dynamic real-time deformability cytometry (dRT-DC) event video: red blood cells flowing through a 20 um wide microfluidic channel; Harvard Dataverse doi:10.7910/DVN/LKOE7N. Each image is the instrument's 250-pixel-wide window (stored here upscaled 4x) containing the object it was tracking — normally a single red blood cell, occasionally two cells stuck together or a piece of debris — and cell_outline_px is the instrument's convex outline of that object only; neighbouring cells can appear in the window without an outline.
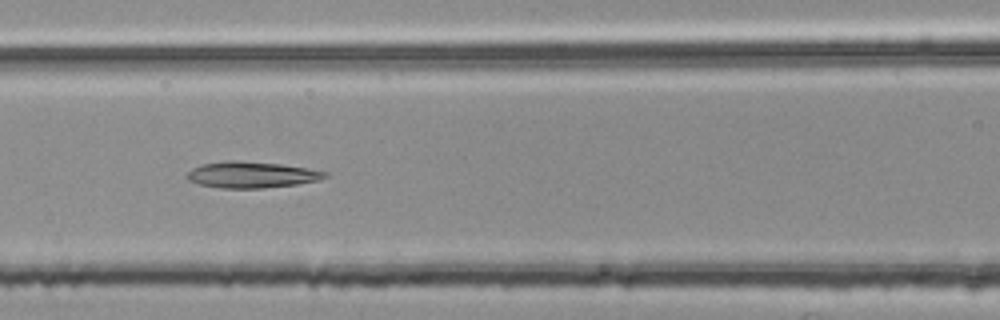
{"species": "common noctule bat (a hibernating species)", "species_latin": "Nyctalus noctula", "temperature_condition": "room temperature", "stored_images_in_passage": 53, "camera_frame_rate_fps": 3000, "um_per_image_px": 0.085, "animal": {"sex": "female", "body_mass_g": 25.1}, "frame": {"image": 1, "passage_image": 23, "time_ms": 7.333, "image_size_px": [1000, 320], "cell_outline_px": [[328, 176], [320, 180], [296, 184], [264, 188], [220, 188], [200, 184], [188, 180], [188, 172], [192, 168], [204, 164], [228, 160], [236, 160], [280, 164], [328, 172]], "centroid_in_image_um": [21.39, 14.85], "position_along_channel_um": 145.2, "area_um2": 20.87}}
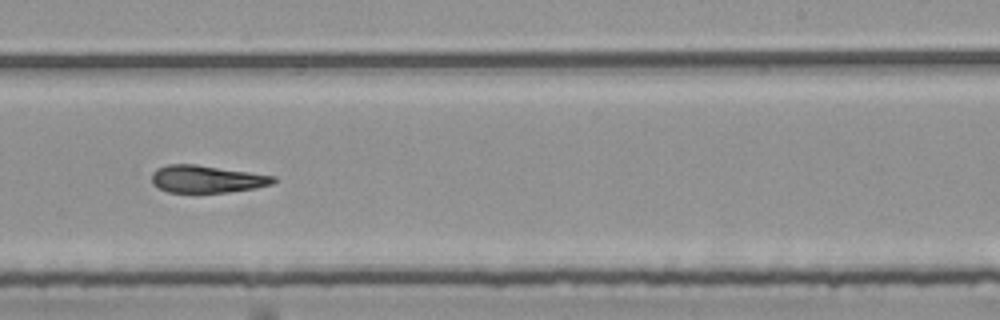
{"frame": {"image": 2, "passage_image": 33, "time_ms": 10.667, "image_size_px": [1000, 320], "cell_outline_px": [[276, 180], [272, 184], [256, 188], [228, 192], [168, 192], [152, 184], [152, 172], [156, 168], [168, 164], [196, 164], [276, 176]], "centroid_in_image_um": [17.57, 15.21], "position_along_channel_um": 271.4, "area_um2": 19.42}}
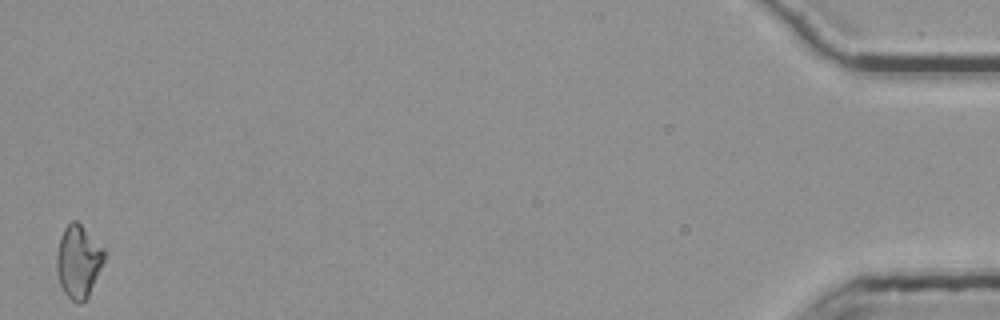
{"frame": {"image": 3, "passage_image": 53, "time_ms": 17.333, "image_size_px": [1000, 320], "cell_outline_px": [[108, 256], [88, 296], [80, 304], [76, 304], [64, 292], [60, 284], [56, 272], [56, 256], [60, 236], [64, 228], [72, 220], [76, 220], [108, 252]], "centroid_in_image_um": [6.69, 22.22], "position_along_channel_um": 428.5, "area_um2": 20.52}, "authors_computed_cell_mechanics": {"area_um2": 20.519, "velocity_mm_per_s": 3.7922, "shape_relaxation_time_tau1_ms": null, "shape_relaxation_time_tau2_ms": 8.6609, "deformation_change_tau1": null, "deformation_change_tau2": 0.1955}}